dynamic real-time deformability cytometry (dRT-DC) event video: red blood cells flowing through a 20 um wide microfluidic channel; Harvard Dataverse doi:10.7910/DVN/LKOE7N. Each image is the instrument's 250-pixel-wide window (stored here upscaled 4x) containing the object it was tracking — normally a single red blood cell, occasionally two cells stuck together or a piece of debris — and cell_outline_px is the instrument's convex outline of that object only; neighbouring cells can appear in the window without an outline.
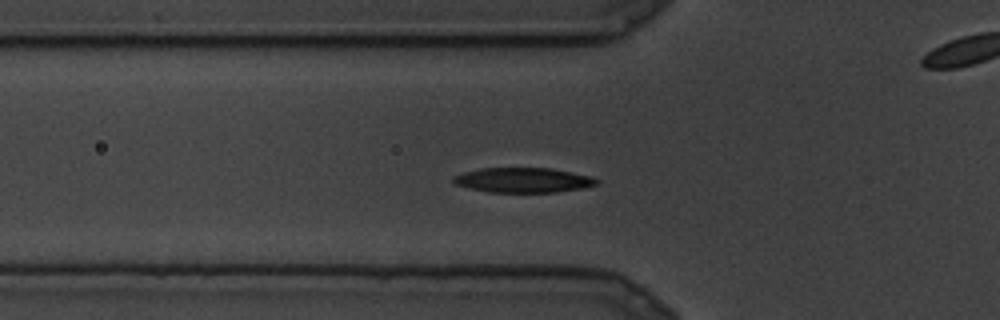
{"species": "common noctule bat (a hibernating species)", "species_latin": "Nyctalus noctula", "temperature_condition": "cold", "stored_images_in_passage": 10, "segment_of_instrument_passage": [1, 2], "camera_frame_rate_fps": 3000, "um_per_image_px": 0.085, "animal": {"sex": "male", "body_mass_g": 19.5, "forearm_length_mm": 54.6}, "frame": {"image": 1, "passage_image": 5, "time_ms": 1.333, "image_size_px": [1000, 320], "cell_outline_px": [[600, 180], [596, 184], [580, 188], [556, 192], [488, 192], [456, 184], [452, 180], [452, 176], [464, 172], [480, 168], [552, 168], [592, 176]], "centroid_in_image_um": [44.47, 15.3], "position_along_channel_um": 81.3, "area_um2": 20.63}}
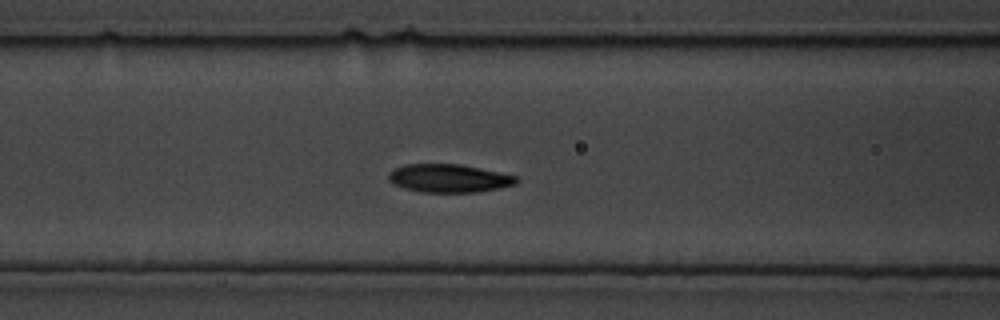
{"frame": {"image": 2, "passage_image": 7, "time_ms": 2.0, "image_size_px": [1000, 320], "cell_outline_px": [[520, 180], [516, 184], [476, 192], [420, 192], [404, 188], [388, 180], [388, 172], [392, 168], [404, 164], [460, 164], [516, 176]], "centroid_in_image_um": [38.1, 15.14], "position_along_channel_um": 128.5, "area_um2": 20.92}}
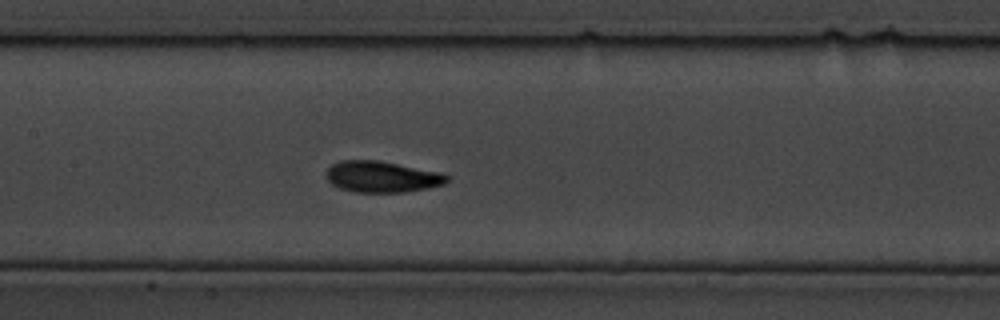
{"frame": {"image": 3, "passage_image": 9, "time_ms": 2.667, "image_size_px": [1000, 320], "cell_outline_px": [[448, 180], [444, 184], [428, 188], [404, 192], [356, 192], [340, 188], [332, 184], [324, 176], [324, 172], [332, 164], [340, 160], [380, 160], [444, 172], [448, 176]], "centroid_in_image_um": [32.47, 15.01], "position_along_channel_um": 174.9, "area_um2": 22.31}}